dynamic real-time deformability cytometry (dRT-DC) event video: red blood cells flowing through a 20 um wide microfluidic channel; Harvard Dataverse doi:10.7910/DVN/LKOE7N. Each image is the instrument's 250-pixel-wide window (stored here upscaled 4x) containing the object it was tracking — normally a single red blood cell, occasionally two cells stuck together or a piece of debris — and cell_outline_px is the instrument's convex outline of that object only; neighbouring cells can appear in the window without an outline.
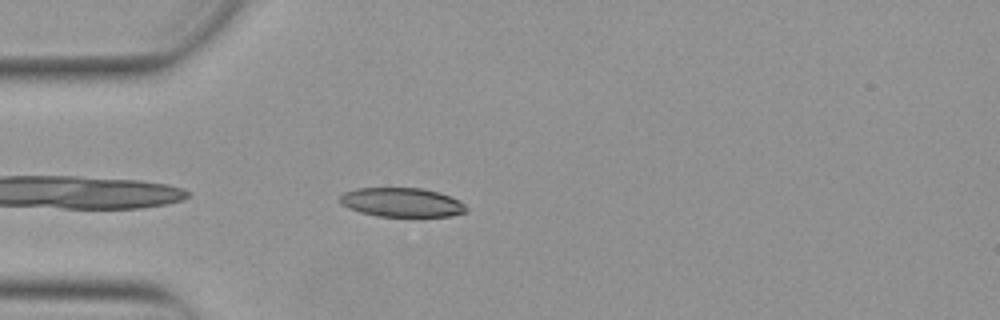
{"species": "Egyptian fruit bat (a non-hibernating species)", "species_latin": "Rousettus aegyptiacus", "temperature_condition": "warm", "stored_images_in_passage": 27, "camera_frame_rate_fps": 3000, "um_per_image_px": 0.085, "animal": {"sex": "female"}, "frame": {"image": 1, "passage_image": 4, "time_ms": 1.0, "image_size_px": [1000, 320], "cell_outline_px": [[468, 212], [452, 216], [376, 216], [360, 212], [348, 208], [340, 204], [340, 196], [344, 192], [356, 188], [424, 188], [440, 192], [460, 200], [468, 208]], "centroid_in_image_um": [34.18, 17.2], "position_along_channel_um": 50.8, "area_um2": 21.68}}
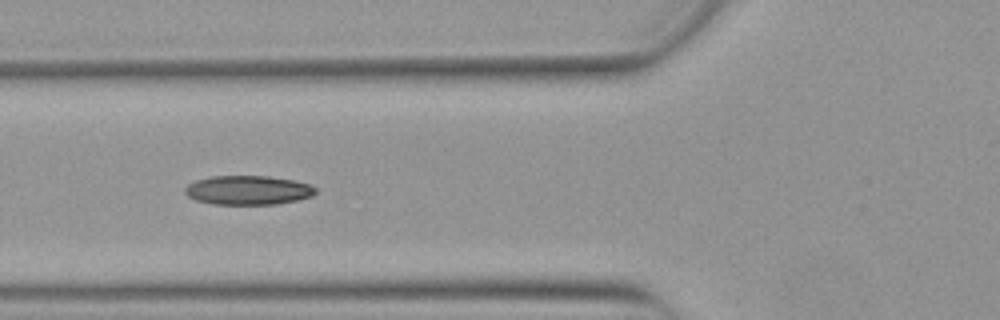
{"frame": {"image": 2, "passage_image": 9, "time_ms": 2.667, "image_size_px": [1000, 320], "cell_outline_px": [[316, 192], [312, 196], [300, 200], [276, 204], [212, 204], [196, 200], [188, 196], [184, 192], [184, 188], [188, 184], [196, 180], [212, 176], [268, 176], [296, 180], [312, 184], [316, 188]], "centroid_in_image_um": [21.12, 16.16], "position_along_channel_um": 104.7, "area_um2": 22.43}}